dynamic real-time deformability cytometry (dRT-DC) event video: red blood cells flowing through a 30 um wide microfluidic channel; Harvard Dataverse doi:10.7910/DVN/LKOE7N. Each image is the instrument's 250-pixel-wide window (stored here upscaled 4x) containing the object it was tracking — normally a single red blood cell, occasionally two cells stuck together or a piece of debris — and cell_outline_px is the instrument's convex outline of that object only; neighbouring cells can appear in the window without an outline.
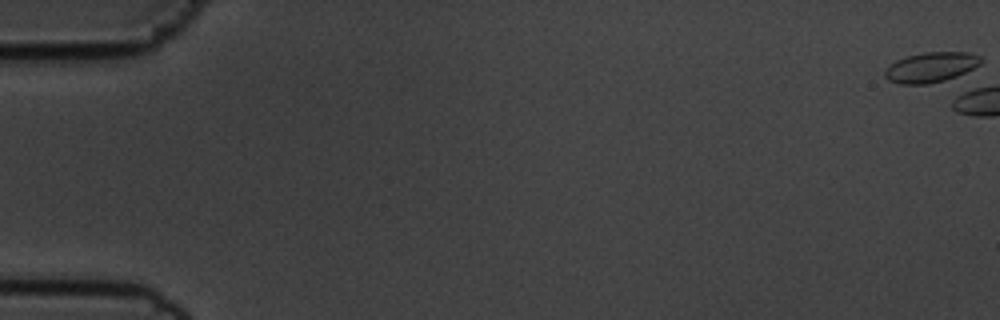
{"species": "common noctule bat (a hibernating species)", "species_latin": "Nyctalus noctula", "temperature_condition": "cold", "stored_images_in_passage": 5, "camera_frame_rate_fps": 3000, "um_per_image_px": 0.085, "animal": {"sex": "male", "body_mass_g": 19.5, "forearm_length_mm": 54.6}, "frame": {"image": 1, "passage_image": 1, "time_ms": 0.0, "image_size_px": [1000, 320], "cell_outline_px": [[984, 60], [980, 64], [956, 76], [944, 80], [928, 84], [900, 84], [888, 80], [884, 76], [884, 72], [896, 60], [908, 56], [924, 52], [968, 52], [980, 56]], "centroid_in_image_um": [79.13, 5.71], "position_along_channel_um": 5.9, "area_um2": 16.65}}